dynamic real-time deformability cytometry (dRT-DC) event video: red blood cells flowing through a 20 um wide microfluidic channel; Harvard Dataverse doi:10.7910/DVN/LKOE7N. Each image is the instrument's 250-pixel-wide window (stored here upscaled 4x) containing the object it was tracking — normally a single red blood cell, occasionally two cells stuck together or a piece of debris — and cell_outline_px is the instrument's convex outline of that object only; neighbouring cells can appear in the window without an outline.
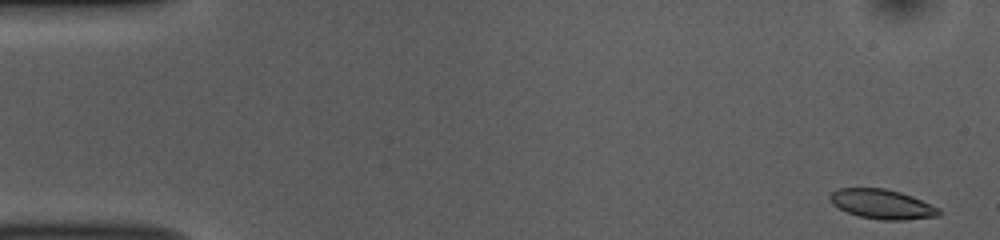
{"species": "common noctule bat (a hibernating species)", "species_latin": "Nyctalus noctula", "temperature_condition": "room temperature", "stored_images_in_passage": 51, "camera_frame_rate_fps": 3000, "um_per_image_px": 0.085, "animal": {"sex": "female", "body_mass_g": 10.0, "forearm_length_mm": 53.1}, "frame": {"image": 1, "passage_image": 1, "time_ms": 0.0, "image_size_px": [1000, 240], "cell_outline_px": [[944, 212], [940, 216], [904, 220], [880, 220], [860, 216], [848, 212], [832, 204], [832, 192], [840, 188], [884, 188], [900, 192], [912, 196], [940, 208]], "centroid_in_image_um": [75.07, 17.36], "position_along_channel_um": 9.9, "area_um2": 18.67}}
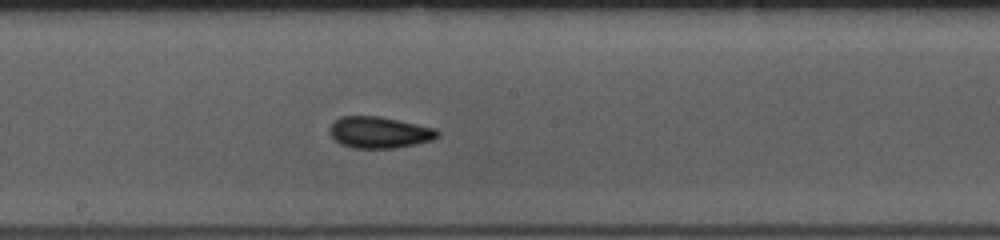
{"frame": {"image": 2, "passage_image": 27, "time_ms": 8.667, "image_size_px": [1000, 240], "cell_outline_px": [[440, 136], [432, 140], [416, 144], [396, 148], [352, 148], [340, 144], [328, 132], [328, 128], [340, 116], [376, 116], [436, 128], [440, 132]], "centroid_in_image_um": [32.24, 11.26], "position_along_channel_um": 216.0, "area_um2": 19.77}}
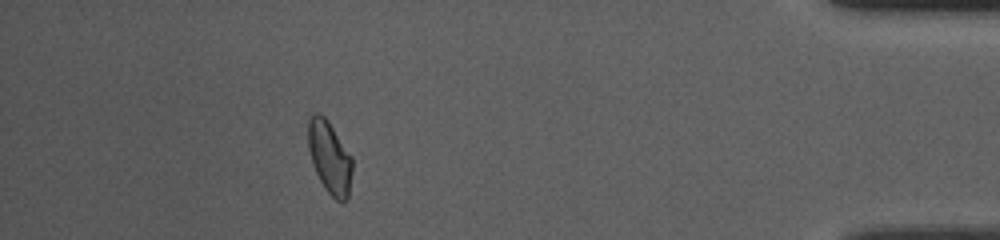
{"frame": {"image": 3, "passage_image": 46, "time_ms": 15.0, "image_size_px": [1000, 240], "cell_outline_px": [[352, 172], [348, 200], [336, 200], [324, 188], [312, 164], [308, 148], [308, 120], [312, 112], [320, 112], [328, 120], [352, 156]], "centroid_in_image_um": [28.01, 13.34], "position_along_channel_um": 407.2, "area_um2": 18.84}, "authors_computed_cell_mechanics": {"area_um2": 19.074, "velocity_mm_per_s": 3.8192, "shape_relaxation_time_tau1_ms": 3.7691, "shape_relaxation_time_tau2_ms": 2.4283, "deformation_change_tau1": 0.0846, "deformation_change_tau2": 0.0591}}